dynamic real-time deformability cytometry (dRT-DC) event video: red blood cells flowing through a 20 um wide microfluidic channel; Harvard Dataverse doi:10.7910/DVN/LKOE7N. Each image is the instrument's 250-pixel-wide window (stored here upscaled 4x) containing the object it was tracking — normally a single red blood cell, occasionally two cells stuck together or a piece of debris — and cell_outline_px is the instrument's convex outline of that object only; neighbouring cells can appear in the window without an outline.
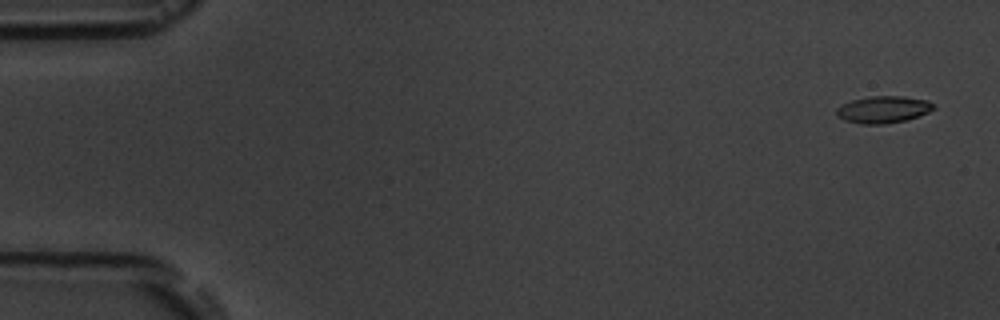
{"species": "common noctule bat (a hibernating species)", "species_latin": "Nyctalus noctula", "temperature_condition": "room temperature", "stored_images_in_passage": 7, "camera_frame_rate_fps": 3000, "um_per_image_px": 0.085, "animal": {"sex": "male", "body_mass_g": 19.5, "forearm_length_mm": 54.6}, "frame": {"image": 1, "passage_image": 1, "time_ms": 0.0, "image_size_px": [1000, 320], "cell_outline_px": [[936, 108], [928, 112], [904, 120], [884, 124], [860, 124], [844, 120], [836, 116], [836, 108], [840, 104], [852, 100], [868, 96], [904, 96], [928, 100], [936, 104]], "centroid_in_image_um": [75.05, 9.29], "position_along_channel_um": 9.9, "area_um2": 15.43}}
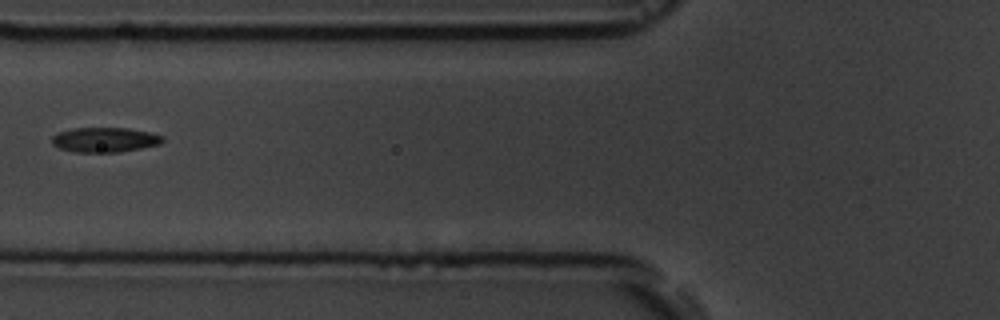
{"frame": {"image": 2, "passage_image": 6, "time_ms": 6.667, "image_size_px": [1000, 320], "cell_outline_px": [[164, 140], [160, 144], [120, 152], [76, 152], [60, 148], [52, 144], [52, 136], [60, 132], [72, 128], [128, 128], [148, 132], [164, 136]], "centroid_in_image_um": [8.91, 11.88], "position_along_channel_um": 116.9, "area_um2": 15.9}}
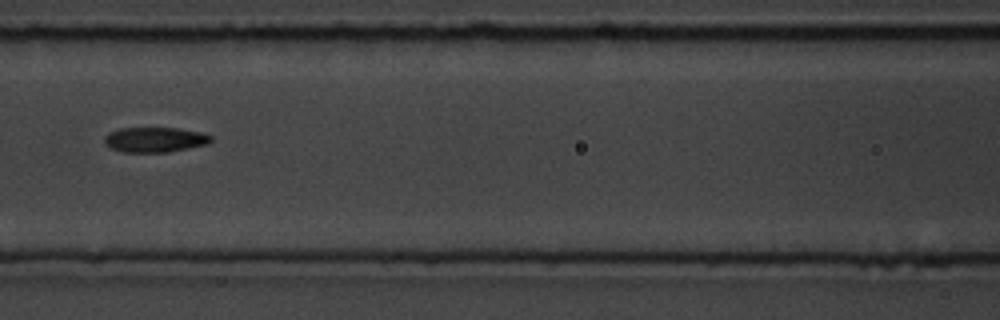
{"frame": {"image": 3, "passage_image": 7, "time_ms": 7.667, "image_size_px": [1000, 320], "cell_outline_px": [[212, 140], [208, 144], [168, 152], [124, 152], [112, 148], [104, 140], [104, 136], [108, 132], [120, 128], [176, 128], [204, 132], [212, 136]], "centroid_in_image_um": [13.2, 11.86], "position_along_channel_um": 153.4, "area_um2": 15.55}}